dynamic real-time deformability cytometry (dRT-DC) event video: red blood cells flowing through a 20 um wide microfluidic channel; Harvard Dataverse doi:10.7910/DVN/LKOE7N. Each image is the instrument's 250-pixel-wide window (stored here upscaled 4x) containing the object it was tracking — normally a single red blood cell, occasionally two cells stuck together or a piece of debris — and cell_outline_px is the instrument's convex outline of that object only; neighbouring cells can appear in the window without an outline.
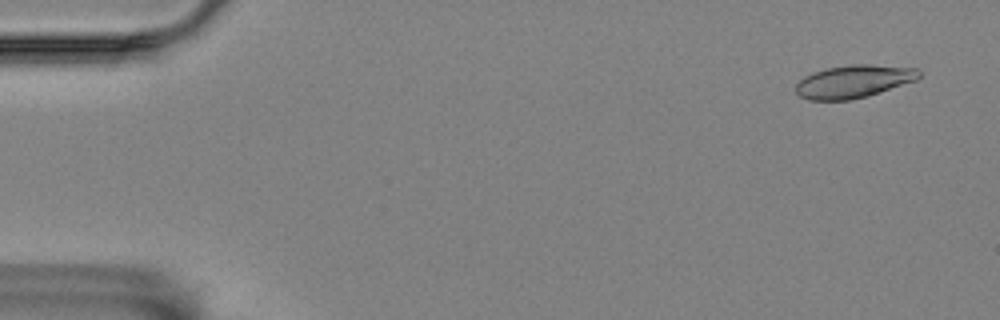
{"species": "Egyptian fruit bat (a non-hibernating species)", "species_latin": "Rousettus aegyptiacus", "temperature_condition": "room temperature", "stored_images_in_passage": 4, "camera_frame_rate_fps": 3000, "um_per_image_px": 0.085, "animal": {"sex": "female"}, "frame": {"image": 1, "passage_image": 1, "time_ms": 0.0, "image_size_px": [1000, 320], "cell_outline_px": [[920, 76], [916, 80], [868, 96], [852, 100], [808, 100], [800, 96], [796, 92], [796, 84], [804, 76], [812, 72], [828, 68], [852, 64], [868, 64], [920, 68]], "centroid_in_image_um": [72.56, 6.92], "position_along_channel_um": 12.4, "area_um2": 23.64}}
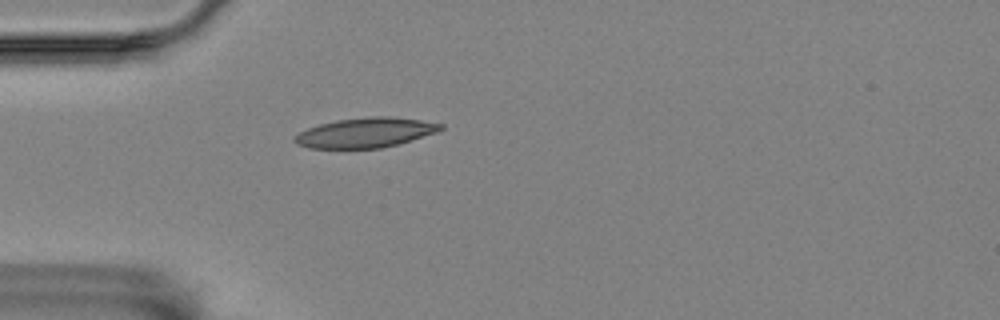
{"frame": {"image": 2, "passage_image": 4, "time_ms": 1.0, "image_size_px": [1000, 320], "cell_outline_px": [[444, 128], [440, 132], [396, 144], [380, 148], [308, 148], [296, 144], [292, 140], [300, 132], [308, 128], [320, 124], [336, 120], [368, 116], [392, 116], [420, 120], [444, 124]], "centroid_in_image_um": [31.09, 11.27], "position_along_channel_um": 53.9, "area_um2": 25.43}}